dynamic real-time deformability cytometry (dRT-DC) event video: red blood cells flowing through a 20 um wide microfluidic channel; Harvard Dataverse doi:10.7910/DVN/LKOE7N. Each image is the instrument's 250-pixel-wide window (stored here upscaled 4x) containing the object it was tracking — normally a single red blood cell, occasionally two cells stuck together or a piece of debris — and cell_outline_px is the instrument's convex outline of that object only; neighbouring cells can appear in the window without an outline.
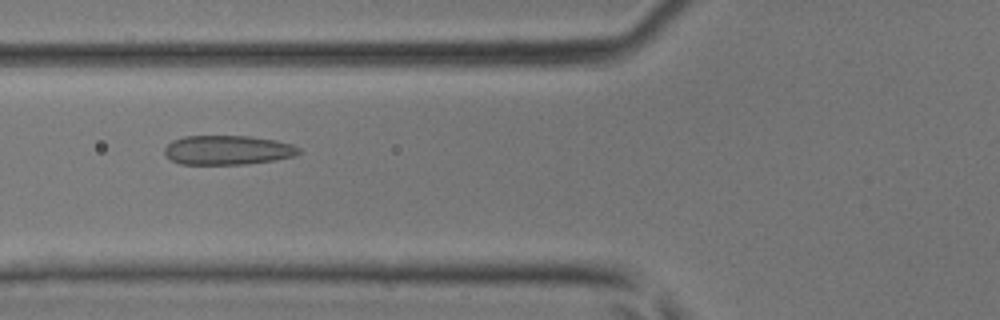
{"species": "common noctule bat (a hibernating species)", "species_latin": "Nyctalus noctula", "temperature_condition": "room temperature", "stored_images_in_passage": 45, "camera_frame_rate_fps": 3000, "um_per_image_px": 0.085, "animal": {"sex": "male", "body_mass_g": 17.9, "forearm_length_mm": 54.2}, "frame": {"image": 1, "passage_image": 18, "time_ms": 5.667, "image_size_px": [1000, 320], "cell_outline_px": [[300, 152], [292, 156], [276, 160], [248, 164], [180, 164], [172, 160], [164, 152], [164, 148], [172, 140], [184, 136], [252, 136], [276, 140], [292, 144], [300, 148]], "centroid_in_image_um": [19.36, 12.75], "position_along_channel_um": 106.4, "area_um2": 23.0}}
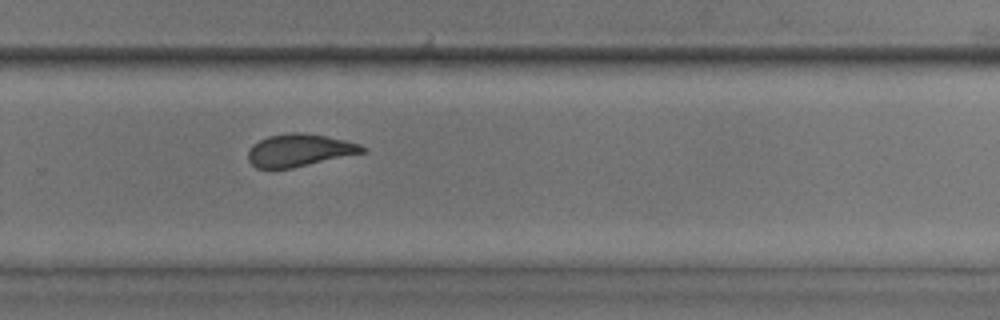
{"frame": {"image": 2, "passage_image": 31, "time_ms": 10.0, "image_size_px": [1000, 320], "cell_outline_px": [[368, 148], [364, 152], [292, 168], [256, 168], [248, 160], [248, 152], [252, 144], [268, 136], [292, 132], [304, 132], [344, 140], [360, 144]], "centroid_in_image_um": [25.43, 12.76], "position_along_channel_um": 304.4, "area_um2": 21.44}}
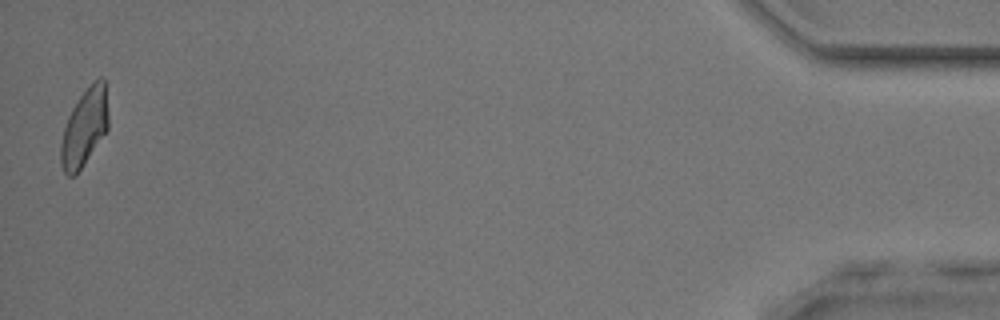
{"frame": {"image": 3, "passage_image": 45, "time_ms": 14.667, "image_size_px": [1000, 320], "cell_outline_px": [[108, 128], [80, 168], [72, 176], [68, 176], [64, 172], [60, 164], [60, 144], [64, 128], [68, 116], [72, 108], [80, 96], [92, 80], [100, 76], [104, 76], [108, 112]], "centroid_in_image_um": [7.17, 10.77], "position_along_channel_um": 428.0, "area_um2": 21.21}}